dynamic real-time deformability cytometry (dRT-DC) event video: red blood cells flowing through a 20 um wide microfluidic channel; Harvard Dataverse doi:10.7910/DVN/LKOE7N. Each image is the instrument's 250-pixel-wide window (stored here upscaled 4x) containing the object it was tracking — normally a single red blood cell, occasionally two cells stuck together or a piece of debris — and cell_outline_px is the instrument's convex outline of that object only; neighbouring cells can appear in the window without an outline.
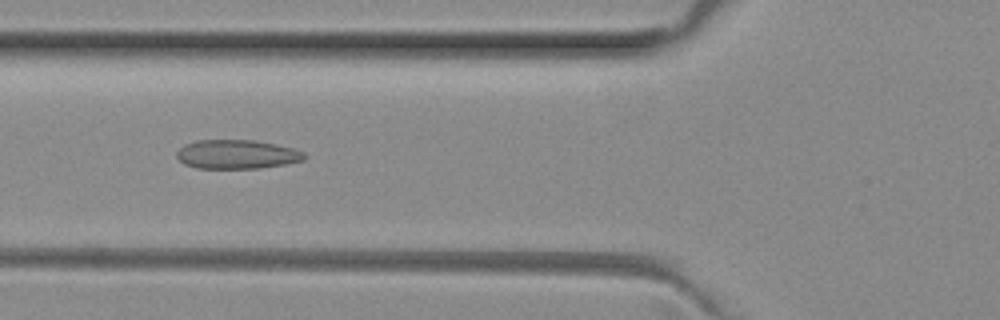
{"species": "common noctule bat (a hibernating species)", "species_latin": "Nyctalus noctula", "temperature_condition": "room temperature", "stored_images_in_passage": 5, "camera_frame_rate_fps": 3000, "um_per_image_px": 0.085, "animal": {"sex": "female", "body_mass_g": 29.2, "forearm_length_mm": 56.3}, "frame": {"image": 1, "passage_image": 4, "time_ms": 1.0, "image_size_px": [1000, 320], "cell_outline_px": [[308, 156], [304, 160], [284, 164], [260, 168], [196, 168], [184, 164], [176, 156], [176, 152], [184, 144], [196, 140], [256, 140], [276, 144], [292, 148], [304, 152]], "centroid_in_image_um": [20.13, 13.11], "position_along_channel_um": 105.7, "area_um2": 21.68}}
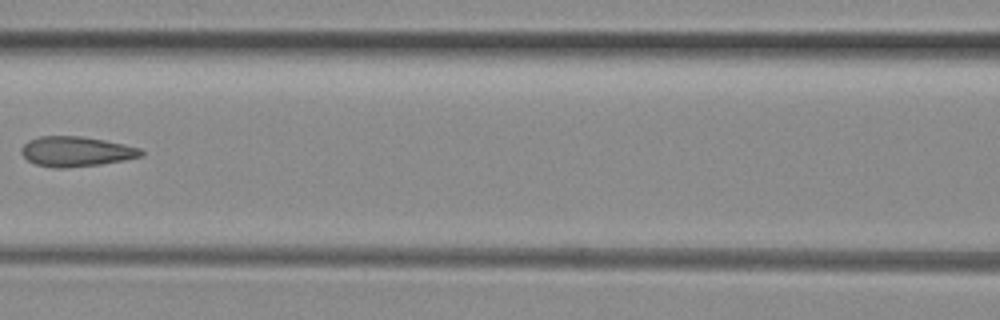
{"frame": {"image": 2, "passage_image": 5, "time_ms": 1.333, "image_size_px": [1000, 320], "cell_outline_px": [[144, 156], [124, 160], [100, 164], [64, 168], [52, 168], [36, 164], [28, 160], [20, 152], [20, 148], [28, 140], [40, 136], [80, 136], [104, 140], [124, 144], [140, 148], [144, 152]], "centroid_in_image_um": [6.46, 12.88], "position_along_channel_um": 160.1, "area_um2": 20.98}}